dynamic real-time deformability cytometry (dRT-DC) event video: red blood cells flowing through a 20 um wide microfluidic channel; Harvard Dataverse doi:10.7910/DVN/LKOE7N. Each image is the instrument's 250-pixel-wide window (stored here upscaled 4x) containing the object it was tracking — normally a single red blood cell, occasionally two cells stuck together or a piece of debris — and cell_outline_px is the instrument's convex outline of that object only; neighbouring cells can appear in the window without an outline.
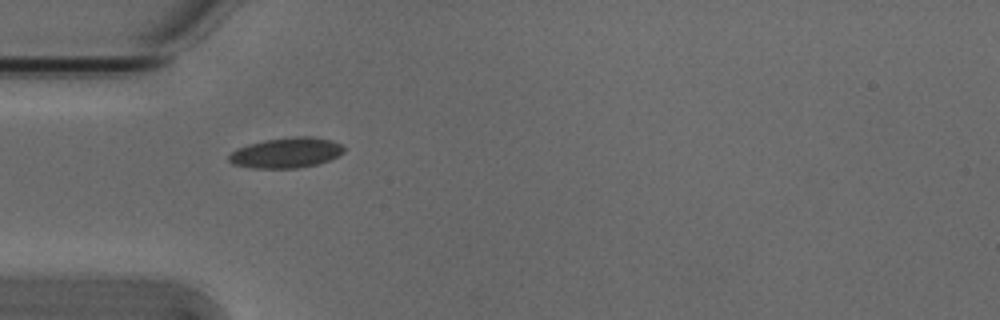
{"species": "Egyptian fruit bat (a non-hibernating species)", "species_latin": "Rousettus aegyptiacus", "temperature_condition": "cold", "stored_images_in_passage": 3, "camera_frame_rate_fps": 3000, "um_per_image_px": 0.085, "animal": {"sex": "male"}, "frame": {"image": 1, "passage_image": 1, "time_ms": 0.0, "image_size_px": [1000, 320], "cell_outline_px": [[344, 152], [340, 156], [316, 164], [296, 168], [252, 168], [232, 164], [228, 160], [228, 156], [232, 152], [248, 144], [264, 140], [296, 136], [304, 136], [332, 140], [344, 144]], "centroid_in_image_um": [24.36, 12.98], "position_along_channel_um": 60.6, "area_um2": 20.29}}
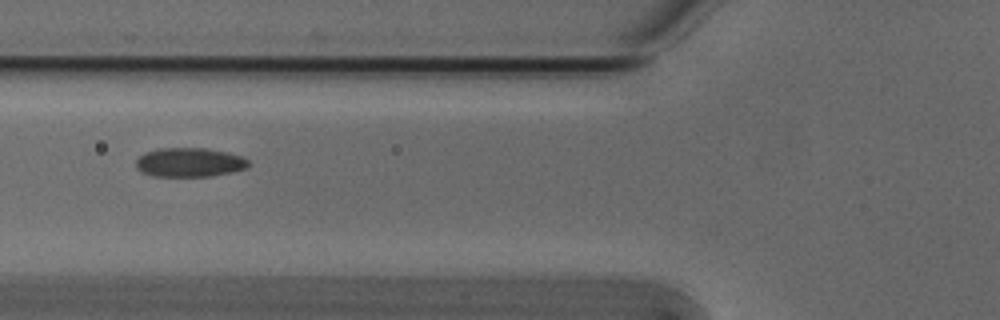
{"frame": {"image": 2, "passage_image": 2, "time_ms": 0.333, "image_size_px": [1000, 320], "cell_outline_px": [[248, 168], [232, 172], [212, 176], [152, 176], [136, 168], [136, 160], [144, 152], [160, 148], [204, 148], [228, 152], [244, 156], [248, 160]], "centroid_in_image_um": [16.13, 13.79], "position_along_channel_um": 109.7, "area_um2": 19.19}}